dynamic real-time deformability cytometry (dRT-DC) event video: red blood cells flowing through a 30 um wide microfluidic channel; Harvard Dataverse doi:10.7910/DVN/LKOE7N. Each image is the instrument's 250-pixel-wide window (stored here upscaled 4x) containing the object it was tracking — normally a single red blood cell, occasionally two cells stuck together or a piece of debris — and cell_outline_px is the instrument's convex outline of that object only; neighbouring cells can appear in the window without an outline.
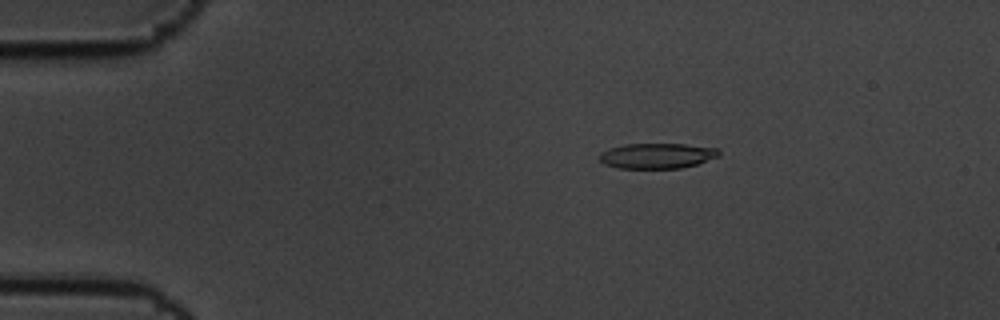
{"species": "common noctule bat (a hibernating species)", "species_latin": "Nyctalus noctula", "temperature_condition": "cold", "stored_images_in_passage": 4, "camera_frame_rate_fps": 3000, "um_per_image_px": 0.085, "animal": {"sex": "male", "body_mass_g": 19.5, "forearm_length_mm": 54.6}, "frame": {"image": 1, "passage_image": 2, "time_ms": 0.333, "image_size_px": [1000, 320], "cell_outline_px": [[720, 156], [696, 164], [680, 168], [620, 168], [604, 164], [600, 160], [600, 152], [608, 148], [624, 144], [684, 144], [716, 148], [720, 152]], "centroid_in_image_um": [55.83, 13.24], "position_along_channel_um": 29.2, "area_um2": 17.57}}